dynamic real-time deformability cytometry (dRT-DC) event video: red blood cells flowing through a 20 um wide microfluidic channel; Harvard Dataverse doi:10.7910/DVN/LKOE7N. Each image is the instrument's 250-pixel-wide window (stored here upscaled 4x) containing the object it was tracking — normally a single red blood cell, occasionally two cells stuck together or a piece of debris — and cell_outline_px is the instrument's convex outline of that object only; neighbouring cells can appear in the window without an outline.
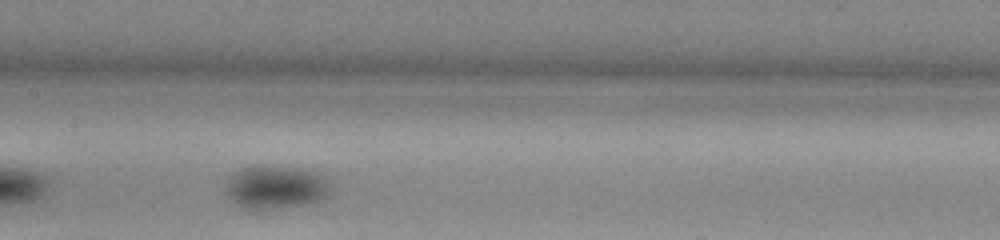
{"species": "common noctule bat (a hibernating species)", "species_latin": "Nyctalus noctula", "temperature_condition": "warm", "stored_images_in_passage": 21, "camera_frame_rate_fps": 3000, "um_per_image_px": 0.085, "animal": {"sex": "male", "body_mass_g": 13.0, "forearm_length_mm": 53.1}, "frame": {"image": 1, "passage_image": 12, "time_ms": 3.667, "image_size_px": [1000, 240], "cell_outline_px": [[332, 192], [328, 196], [320, 200], [308, 204], [280, 208], [244, 208], [232, 200], [224, 192], [224, 188], [228, 180], [240, 168], [260, 164], [264, 164], [296, 168], [312, 172], [324, 176], [328, 180]], "centroid_in_image_um": [23.45, 15.89], "position_along_channel_um": 184.0, "area_um2": 26.59}}
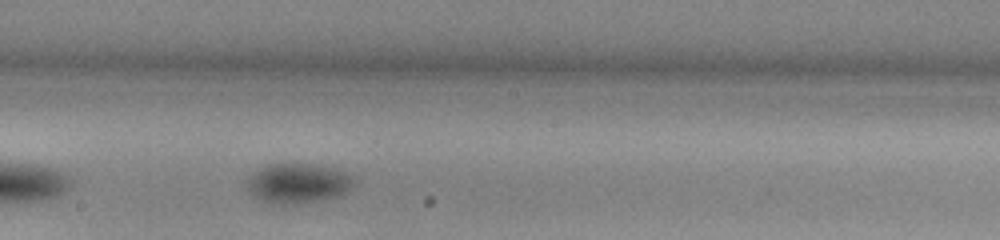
{"frame": {"image": 2, "passage_image": 15, "time_ms": 4.667, "image_size_px": [1000, 240], "cell_outline_px": [[352, 184], [344, 192], [332, 196], [316, 200], [296, 204], [284, 204], [260, 200], [248, 188], [248, 180], [256, 172], [272, 164], [312, 164], [336, 168], [352, 176]], "centroid_in_image_um": [25.33, 15.56], "position_along_channel_um": 222.9, "area_um2": 23.64}}
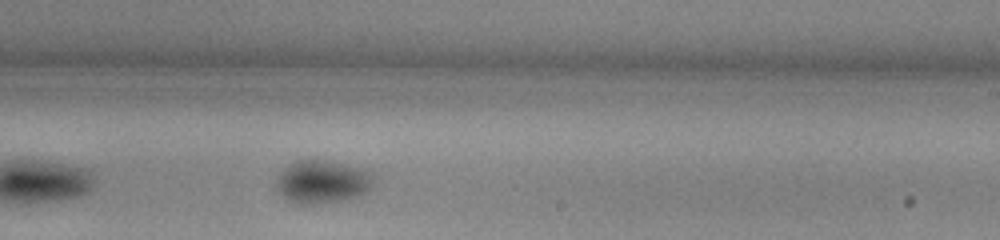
{"frame": {"image": 3, "passage_image": 18, "time_ms": 5.667, "image_size_px": [1000, 240], "cell_outline_px": [[376, 176], [372, 188], [368, 192], [360, 196], [348, 200], [316, 204], [300, 204], [288, 200], [280, 192], [276, 184], [276, 180], [288, 164], [296, 160], [328, 160], [364, 168], [372, 172]], "centroid_in_image_um": [27.5, 15.45], "position_along_channel_um": 261.5, "area_um2": 24.91}}